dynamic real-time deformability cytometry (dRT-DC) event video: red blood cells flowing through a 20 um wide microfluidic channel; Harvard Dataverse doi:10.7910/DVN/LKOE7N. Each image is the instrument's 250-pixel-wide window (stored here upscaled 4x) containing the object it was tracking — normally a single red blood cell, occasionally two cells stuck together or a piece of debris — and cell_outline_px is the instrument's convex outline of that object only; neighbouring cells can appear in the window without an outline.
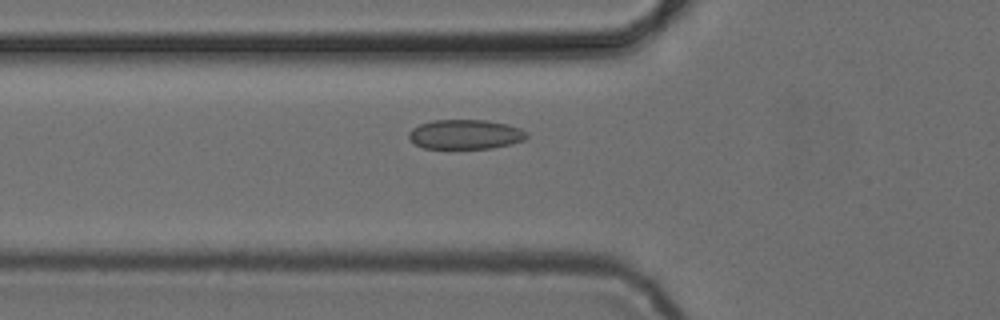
{"species": "common noctule bat (a hibernating species)", "species_latin": "Nyctalus noctula", "temperature_condition": "cold", "stored_images_in_passage": 36, "camera_frame_rate_fps": 3000, "um_per_image_px": 0.085, "animal": {"sex": "female", "body_mass_g": 24.6, "forearm_length_mm": 56.2}, "frame": {"image": 1, "passage_image": 2, "time_ms": 0.333, "image_size_px": [1000, 320], "cell_outline_px": [[528, 136], [524, 140], [512, 144], [492, 148], [424, 148], [416, 144], [408, 136], [408, 132], [412, 128], [420, 124], [432, 120], [488, 120], [508, 124], [520, 128], [528, 132]], "centroid_in_image_um": [39.59, 11.41], "position_along_channel_um": 86.2, "area_um2": 20.4}}
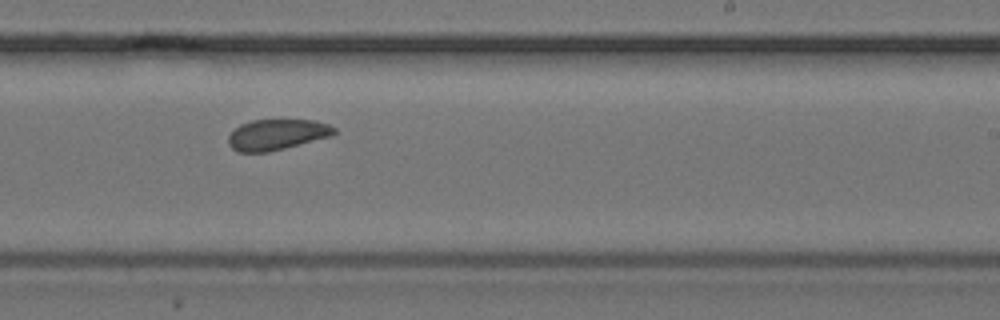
{"frame": {"image": 2, "passage_image": 16, "time_ms": 5.0, "image_size_px": [1000, 320], "cell_outline_px": [[336, 132], [332, 136], [268, 152], [236, 152], [228, 144], [228, 136], [240, 124], [252, 120], [280, 116], [316, 120], [328, 124], [336, 128]], "centroid_in_image_um": [23.56, 11.37], "position_along_channel_um": 265.4, "area_um2": 19.88}}
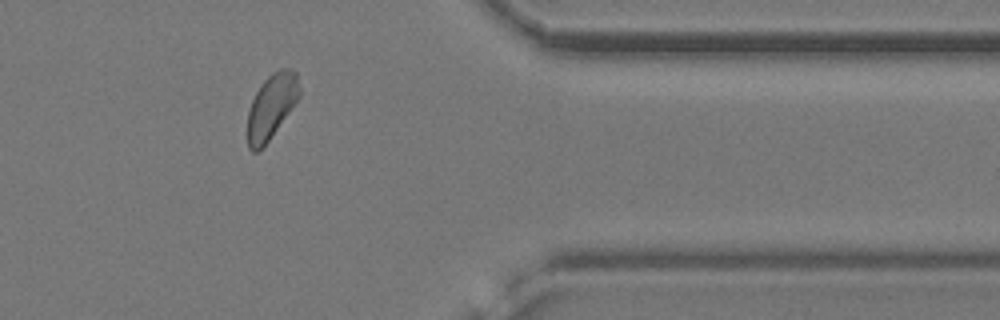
{"frame": {"image": 3, "passage_image": 27, "time_ms": 8.667, "image_size_px": [1000, 320], "cell_outline_px": [[300, 96], [268, 140], [256, 152], [252, 152], [248, 148], [248, 112], [252, 100], [260, 84], [272, 72], [280, 68], [292, 68], [296, 72], [300, 88]], "centroid_in_image_um": [23.07, 8.98], "position_along_channel_um": 388.3, "area_um2": 19.25}, "authors_computed_cell_mechanics": {"area_um2": 20.0277, "velocity_mm_per_s": 3.827, "shape_relaxation_time_tau1_ms": 5.6931, "shape_relaxation_time_tau2_ms": 1.8054, "deformation_change_tau1": 0.0716, "deformation_change_tau2": 0.0534}}